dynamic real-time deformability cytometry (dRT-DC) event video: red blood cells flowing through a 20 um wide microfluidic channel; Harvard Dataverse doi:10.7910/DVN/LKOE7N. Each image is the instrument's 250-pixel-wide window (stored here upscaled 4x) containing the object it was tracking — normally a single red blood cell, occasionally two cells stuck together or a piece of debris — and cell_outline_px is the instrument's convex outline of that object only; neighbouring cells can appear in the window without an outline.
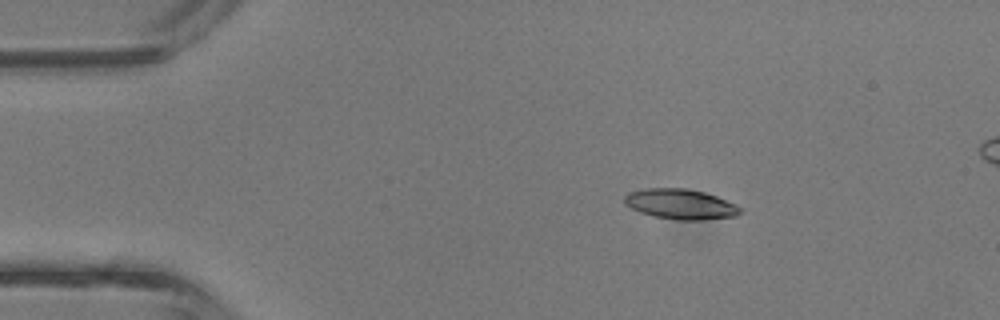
{"species": "common noctule bat (a hibernating species)", "species_latin": "Nyctalus noctula", "temperature_condition": "room temperature", "stored_images_in_passage": 3, "camera_frame_rate_fps": 3000, "um_per_image_px": 0.085, "animal": {"sex": "male", "body_mass_g": 13.3}, "frame": {"image": 1, "passage_image": 1, "time_ms": 0.0, "image_size_px": [1000, 320], "cell_outline_px": [[744, 212], [736, 216], [704, 220], [676, 220], [656, 216], [640, 212], [624, 204], [624, 196], [628, 192], [644, 188], [688, 188], [704, 192], [716, 196], [736, 204], [744, 208]], "centroid_in_image_um": [57.88, 17.35], "position_along_channel_um": 27.1, "area_um2": 20.63}}